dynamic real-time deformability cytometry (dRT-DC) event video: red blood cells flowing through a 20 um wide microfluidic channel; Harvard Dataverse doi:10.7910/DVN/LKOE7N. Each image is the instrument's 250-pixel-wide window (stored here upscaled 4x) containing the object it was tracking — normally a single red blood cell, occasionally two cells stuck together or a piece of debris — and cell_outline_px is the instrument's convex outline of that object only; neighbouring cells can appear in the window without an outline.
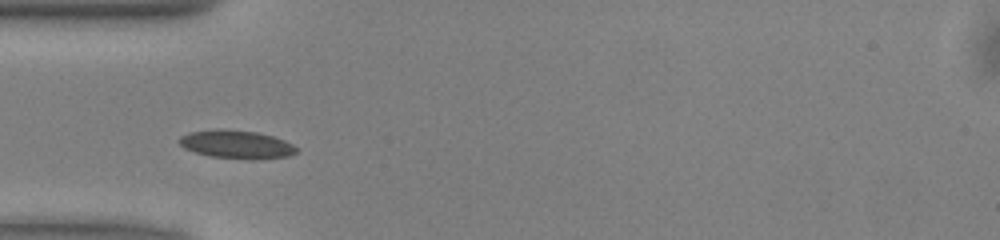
{"species": "common noctule bat (a hibernating species)", "species_latin": "Nyctalus noctula", "temperature_condition": "warm", "stored_images_in_passage": 36, "camera_frame_rate_fps": 3000, "um_per_image_px": 0.085, "animal": {"sex": "male", "body_mass_g": 13.0, "forearm_length_mm": 53.1}, "frame": {"image": 1, "passage_image": 1, "time_ms": 0.0, "image_size_px": [1000, 240], "cell_outline_px": [[300, 152], [288, 156], [252, 160], [212, 156], [196, 152], [184, 148], [176, 140], [180, 136], [188, 132], [216, 128], [224, 128], [256, 132], [272, 136], [284, 140], [300, 148]], "centroid_in_image_um": [20.11, 12.26], "position_along_channel_um": 64.9, "area_um2": 19.65}}
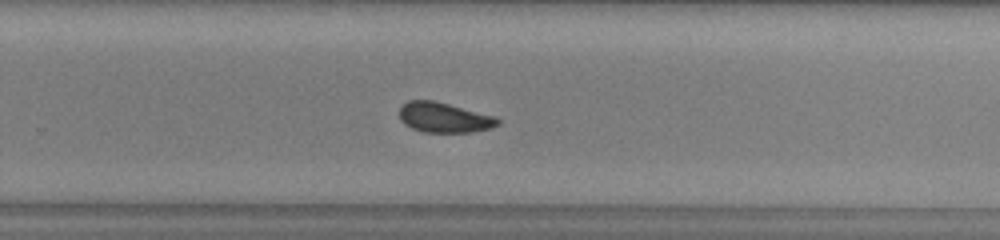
{"frame": {"image": 2, "passage_image": 18, "time_ms": 5.667, "image_size_px": [1000, 240], "cell_outline_px": [[500, 124], [492, 128], [472, 132], [420, 132], [404, 124], [400, 120], [400, 104], [408, 100], [432, 100], [496, 116], [500, 120]], "centroid_in_image_um": [37.74, 9.99], "position_along_channel_um": 292.1, "area_um2": 17.4}}
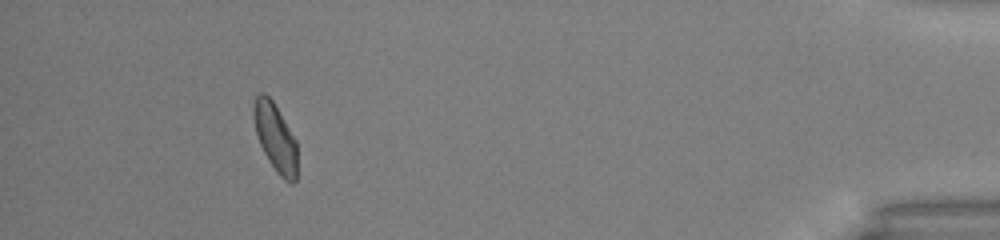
{"frame": {"image": 3, "passage_image": 32, "time_ms": 10.333, "image_size_px": [1000, 240], "cell_outline_px": [[296, 180], [292, 184], [284, 180], [276, 172], [268, 160], [260, 144], [256, 132], [252, 116], [252, 108], [256, 96], [260, 92], [264, 92], [272, 100], [296, 140]], "centroid_in_image_um": [23.38, 11.68], "position_along_channel_um": 411.8, "area_um2": 17.22}, "authors_computed_cell_mechanics": {"area_um2": 17.5423, "velocity_mm_per_s": 4.02, "shape_relaxation_time_tau1_ms": 3.7998, "shape_relaxation_time_tau2_ms": 1.9659, "deformation_change_tau1": 0.0851, "deformation_change_tau2": 0.0655}}